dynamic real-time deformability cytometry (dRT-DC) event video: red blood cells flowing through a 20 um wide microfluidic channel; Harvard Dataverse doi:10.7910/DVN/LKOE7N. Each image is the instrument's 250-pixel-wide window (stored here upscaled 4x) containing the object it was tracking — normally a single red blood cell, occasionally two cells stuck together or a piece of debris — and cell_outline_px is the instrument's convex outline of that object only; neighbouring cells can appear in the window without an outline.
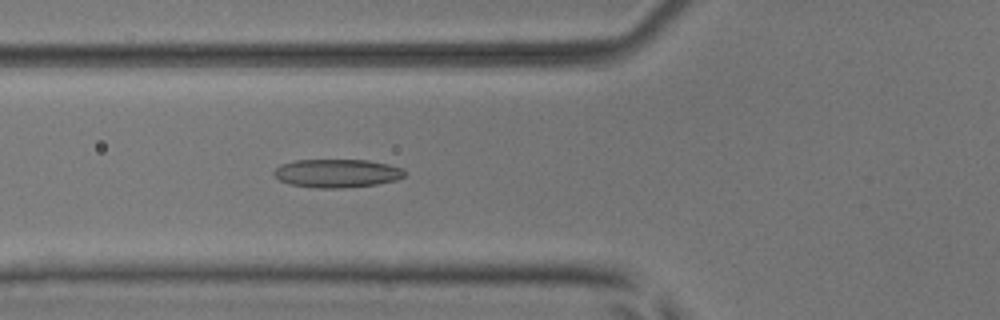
{"species": "common noctule bat (a hibernating species)", "species_latin": "Nyctalus noctula", "temperature_condition": "room temperature", "stored_images_in_passage": 37, "camera_frame_rate_fps": 3000, "um_per_image_px": 0.085, "animal": {"sex": "male", "body_mass_g": 17.9, "forearm_length_mm": 54.2}, "frame": {"image": 1, "passage_image": 3, "time_ms": 0.667, "image_size_px": [1000, 320], "cell_outline_px": [[408, 172], [404, 176], [396, 180], [376, 184], [340, 188], [320, 188], [292, 184], [280, 180], [272, 176], [272, 172], [280, 164], [296, 160], [368, 160], [388, 164], [404, 168]], "centroid_in_image_um": [28.66, 14.72], "position_along_channel_um": 97.1, "area_um2": 21.68}}
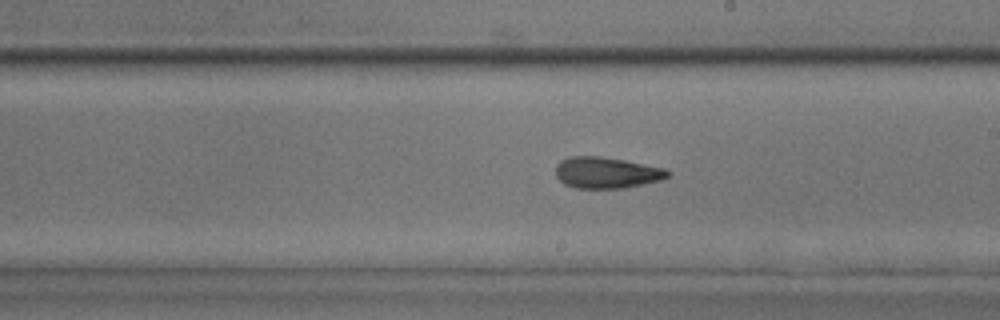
{"frame": {"image": 2, "passage_image": 14, "time_ms": 4.333, "image_size_px": [1000, 320], "cell_outline_px": [[672, 172], [668, 176], [660, 180], [624, 188], [576, 188], [564, 184], [556, 176], [556, 164], [560, 160], [572, 156], [600, 156], [624, 160], [664, 168]], "centroid_in_image_um": [51.53, 14.67], "position_along_channel_um": 237.5, "area_um2": 20.35}}
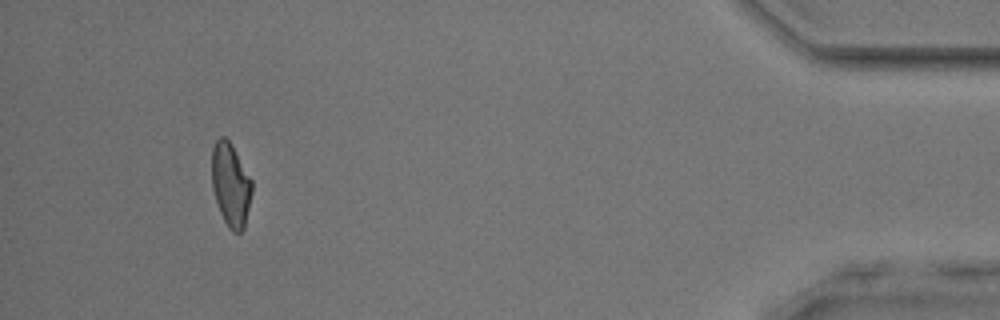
{"frame": {"image": 3, "passage_image": 33, "time_ms": 10.667, "image_size_px": [1000, 320], "cell_outline_px": [[252, 192], [244, 228], [240, 232], [232, 232], [228, 228], [220, 212], [212, 188], [212, 148], [216, 140], [220, 136], [224, 136], [228, 140], [252, 180]], "centroid_in_image_um": [19.6, 15.72], "position_along_channel_um": 415.6, "area_um2": 19.31}, "authors_computed_cell_mechanics": {"area_um2": 19.9988, "velocity_mm_per_s": 3.8348, "shape_relaxation_time_tau1_ms": 6.0239, "shape_relaxation_time_tau2_ms": 2.9065, "deformation_change_tau1": 0.1538, "deformation_change_tau2": 0.1049}}